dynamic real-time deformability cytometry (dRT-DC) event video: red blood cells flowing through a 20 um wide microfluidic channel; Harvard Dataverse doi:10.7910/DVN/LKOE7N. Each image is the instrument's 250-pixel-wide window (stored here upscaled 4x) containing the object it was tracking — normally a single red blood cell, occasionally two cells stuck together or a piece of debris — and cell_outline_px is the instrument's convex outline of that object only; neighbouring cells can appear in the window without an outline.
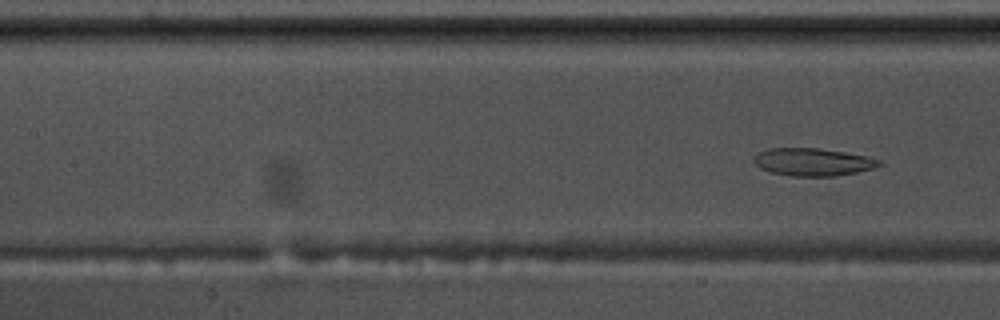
{"species": "common noctule bat (a hibernating species)", "species_latin": "Nyctalus noctula", "temperature_condition": "warm", "stored_images_in_passage": 13, "camera_frame_rate_fps": 3000, "um_per_image_px": 0.085, "animal": {"sex": "male", "body_mass_g": 17.5, "forearm_length_mm": 52.3}, "frame": {"image": 1, "passage_image": 13, "time_ms": 4.0, "image_size_px": [1000, 320], "cell_outline_px": [[884, 164], [872, 168], [856, 172], [836, 176], [792, 176], [772, 172], [760, 168], [752, 160], [760, 152], [768, 148], [820, 148], [868, 156], [880, 160]], "centroid_in_image_um": [69.11, 13.76], "position_along_channel_um": 138.3, "area_um2": 20.11}}